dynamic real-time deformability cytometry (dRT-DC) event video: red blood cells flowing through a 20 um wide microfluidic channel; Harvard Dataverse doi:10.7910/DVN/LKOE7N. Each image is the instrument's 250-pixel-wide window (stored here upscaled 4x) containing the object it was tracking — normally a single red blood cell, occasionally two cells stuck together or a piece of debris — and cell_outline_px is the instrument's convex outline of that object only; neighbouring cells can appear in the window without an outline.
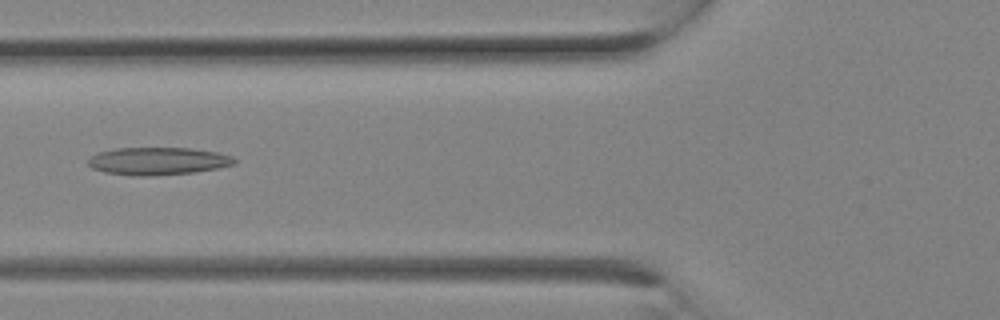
{"species": "Egyptian fruit bat (a non-hibernating species)", "species_latin": "Rousettus aegyptiacus", "temperature_condition": "room temperature", "stored_images_in_passage": 11, "camera_frame_rate_fps": 3000, "um_per_image_px": 0.085, "animal": {"sex": "female"}, "frame": {"image": 1, "passage_image": 10, "time_ms": 3.0, "image_size_px": [1000, 320], "cell_outline_px": [[236, 164], [196, 172], [152, 176], [132, 176], [104, 172], [92, 168], [88, 164], [88, 160], [92, 156], [100, 152], [112, 148], [192, 148], [216, 152], [232, 156], [236, 160]], "centroid_in_image_um": [13.42, 13.7], "position_along_channel_um": 112.4, "area_um2": 23.64}}